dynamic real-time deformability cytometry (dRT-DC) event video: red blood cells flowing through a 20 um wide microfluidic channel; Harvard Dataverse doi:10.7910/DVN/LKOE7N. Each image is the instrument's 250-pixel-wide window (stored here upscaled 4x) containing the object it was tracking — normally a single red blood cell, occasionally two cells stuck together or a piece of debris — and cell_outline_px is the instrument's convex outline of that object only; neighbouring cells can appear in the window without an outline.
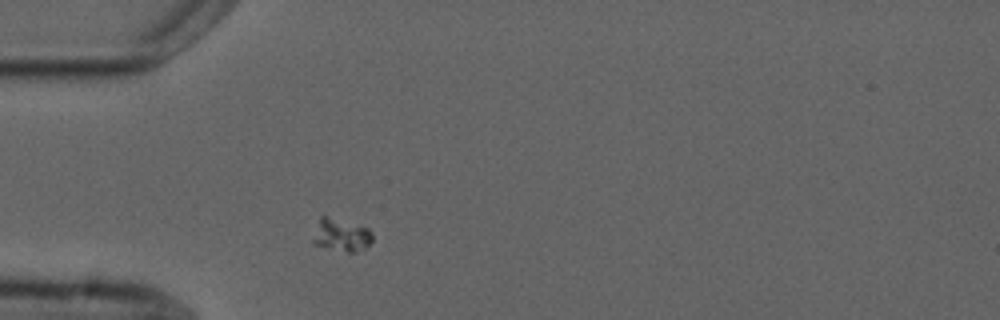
{"species": "common noctule bat (a hibernating species)", "species_latin": "Nyctalus noctula", "temperature_condition": "cold", "stored_images_in_passage": 1, "camera_frame_rate_fps": 3000, "um_per_image_px": 0.085, "animal": {"sex": "male", "forearm_length_mm": 52.5}, "frame": {"image": 1, "passage_image": 1, "time_ms": 0.0, "image_size_px": [1000, 320], "cell_outline_px": [[372, 240], [364, 248], [356, 252], [348, 252], [312, 244], [312, 240], [320, 216], [324, 216], [368, 228], [372, 232]], "centroid_in_image_um": [28.99, 20.0], "position_along_channel_um": 56.0, "area_um2": 10.98}}